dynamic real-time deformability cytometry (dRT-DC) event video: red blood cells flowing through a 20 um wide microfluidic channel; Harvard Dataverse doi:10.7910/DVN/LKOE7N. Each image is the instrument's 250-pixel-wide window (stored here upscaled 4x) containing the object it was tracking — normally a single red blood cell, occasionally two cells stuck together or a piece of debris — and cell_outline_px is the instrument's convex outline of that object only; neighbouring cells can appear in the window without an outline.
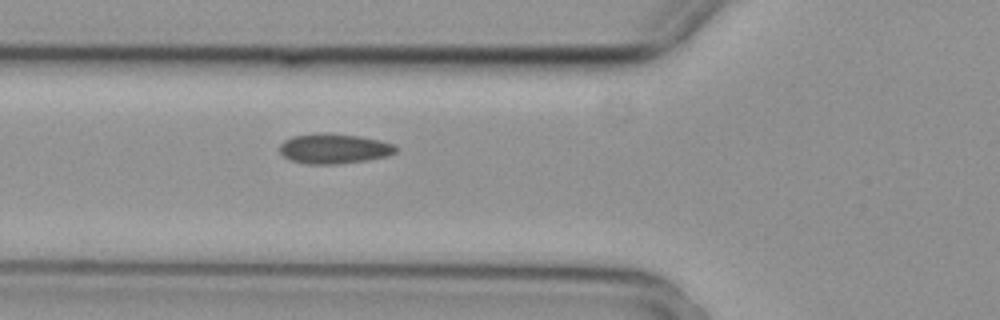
{"species": "common noctule bat (a hibernating species)", "species_latin": "Nyctalus noctula", "temperature_condition": "cold", "stored_images_in_passage": 5, "camera_frame_rate_fps": 3000, "um_per_image_px": 0.085, "animal": {"sex": "female", "body_mass_g": 29.2, "forearm_length_mm": 56.3}, "frame": {"image": 1, "passage_image": 5, "time_ms": 1.333, "image_size_px": [1000, 320], "cell_outline_px": [[400, 148], [396, 152], [388, 156], [368, 160], [336, 164], [308, 164], [292, 160], [284, 156], [280, 152], [280, 144], [284, 140], [292, 136], [320, 132], [324, 132], [360, 136], [380, 140], [392, 144]], "centroid_in_image_um": [28.41, 12.62], "position_along_channel_um": 97.4, "area_um2": 20.46}}